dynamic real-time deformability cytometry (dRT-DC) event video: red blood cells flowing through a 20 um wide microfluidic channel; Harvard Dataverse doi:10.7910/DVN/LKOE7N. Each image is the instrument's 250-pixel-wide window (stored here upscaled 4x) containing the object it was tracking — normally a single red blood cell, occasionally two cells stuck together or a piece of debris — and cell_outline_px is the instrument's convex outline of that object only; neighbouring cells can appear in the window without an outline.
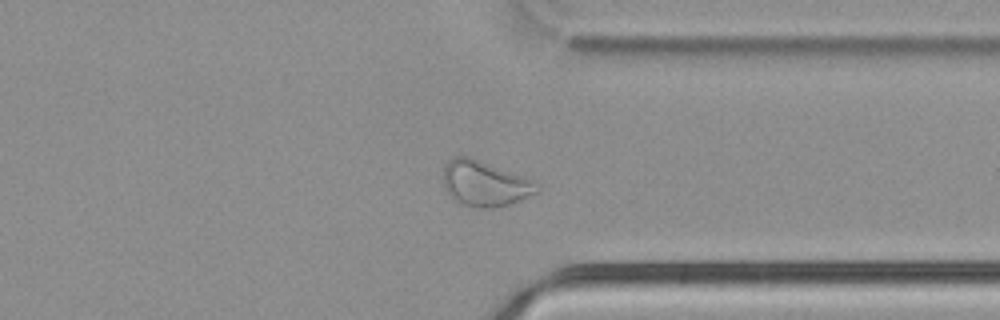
{"species": "common noctule bat (a hibernating species)", "species_latin": "Nyctalus noctula", "temperature_condition": "cold", "stored_images_in_passage": 49, "camera_frame_rate_fps": 3000, "um_per_image_px": 0.085, "animal": {"sex": "male", "body_mass_g": 21.5, "forearm_length_mm": 52.0}, "frame": {"image": 1, "passage_image": 37, "time_ms": 12.0, "image_size_px": [1000, 320], "cell_outline_px": [[540, 188], [536, 192], [520, 200], [496, 208], [476, 208], [460, 204], [452, 200], [444, 188], [444, 164], [452, 156], [468, 156], [536, 180]], "centroid_in_image_um": [41.19, 15.61], "position_along_channel_um": 370.2, "area_um2": 25.14}}
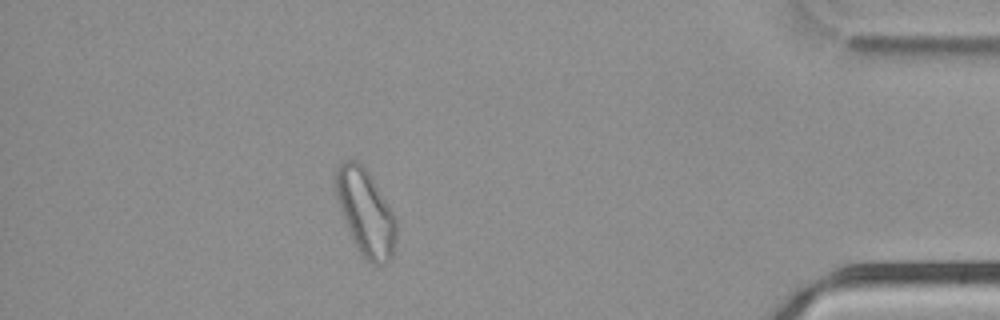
{"frame": {"image": 2, "passage_image": 43, "time_ms": 14.0, "image_size_px": [1000, 320], "cell_outline_px": [[396, 240], [392, 256], [384, 264], [372, 264], [356, 248], [340, 208], [336, 196], [336, 168], [344, 160], [356, 160], [368, 172], [392, 212], [396, 220]], "centroid_in_image_um": [31.07, 18.07], "position_along_channel_um": 404.1, "area_um2": 29.59}}